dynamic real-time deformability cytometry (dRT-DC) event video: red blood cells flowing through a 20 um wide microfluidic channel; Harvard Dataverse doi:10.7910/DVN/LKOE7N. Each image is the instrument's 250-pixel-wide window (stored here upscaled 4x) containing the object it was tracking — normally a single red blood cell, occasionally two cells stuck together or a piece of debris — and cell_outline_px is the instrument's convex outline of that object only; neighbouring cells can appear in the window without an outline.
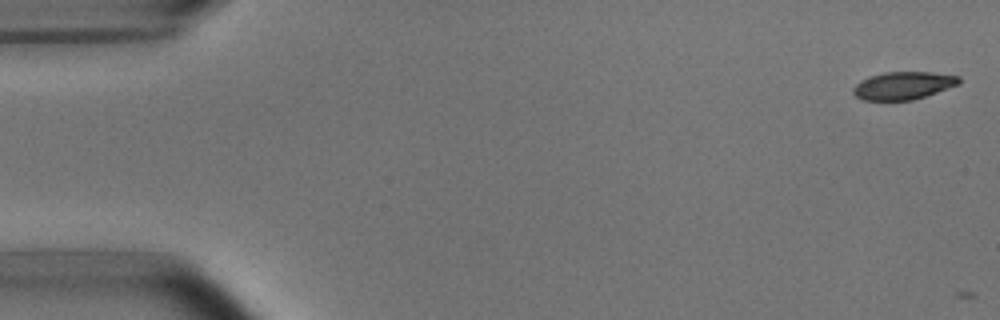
{"species": "common noctule bat (a hibernating species)", "species_latin": "Nyctalus noctula", "temperature_condition": "room temperature", "stored_images_in_passage": 4, "camera_frame_rate_fps": 3000, "um_per_image_px": 0.085, "animal": {"sex": "male", "body_mass_g": 15.6}, "frame": {"image": 1, "passage_image": 1, "time_ms": 0.0, "image_size_px": [1000, 320], "cell_outline_px": [[960, 84], [912, 100], [864, 100], [856, 96], [852, 92], [852, 88], [856, 84], [872, 76], [884, 72], [932, 72], [960, 76]], "centroid_in_image_um": [76.8, 7.27], "position_along_channel_um": 8.2, "area_um2": 16.88}}